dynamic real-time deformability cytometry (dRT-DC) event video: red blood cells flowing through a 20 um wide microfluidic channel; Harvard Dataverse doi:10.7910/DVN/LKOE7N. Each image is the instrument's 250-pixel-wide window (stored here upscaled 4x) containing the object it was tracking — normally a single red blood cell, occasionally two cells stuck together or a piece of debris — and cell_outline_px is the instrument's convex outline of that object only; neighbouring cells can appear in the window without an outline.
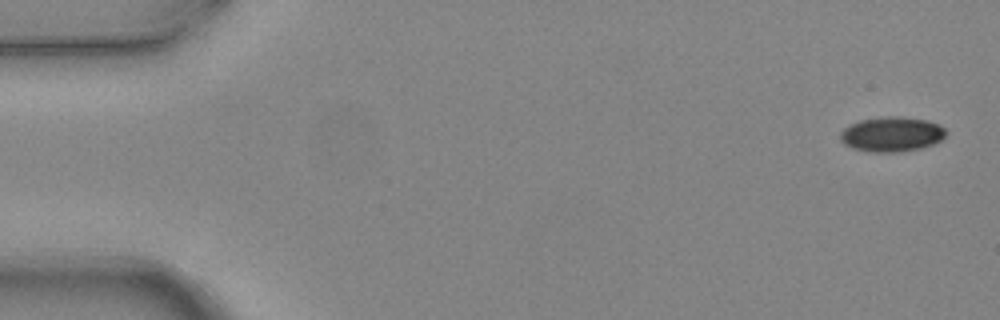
{"species": "common noctule bat (a hibernating species)", "species_latin": "Nyctalus noctula", "temperature_condition": "warm", "stored_images_in_passage": 5, "camera_frame_rate_fps": 3000, "um_per_image_px": 0.085, "animal": {"sex": "female", "body_mass_g": 24.6, "forearm_length_mm": 56.2}, "frame": {"image": 1, "passage_image": 1, "time_ms": 0.0, "image_size_px": [1000, 320], "cell_outline_px": [[948, 132], [940, 140], [932, 144], [920, 148], [900, 152], [872, 152], [852, 148], [844, 144], [840, 140], [840, 132], [848, 124], [860, 120], [888, 116], [900, 116], [928, 120], [940, 124]], "centroid_in_image_um": [75.78, 11.4], "position_along_channel_um": 9.2, "area_um2": 21.62}}
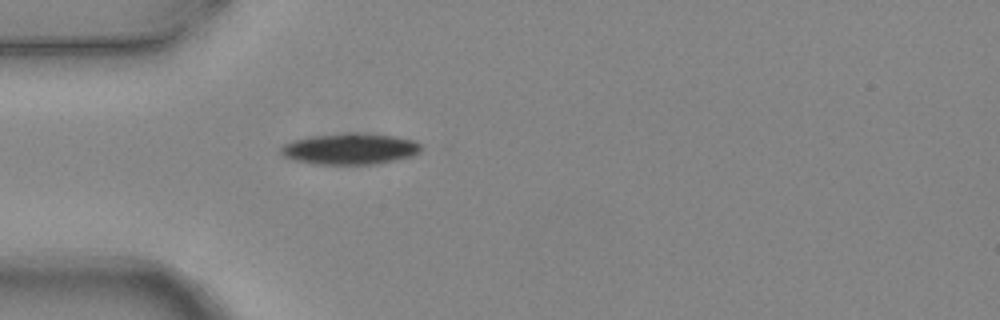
{"frame": {"image": 2, "passage_image": 5, "time_ms": 1.333, "image_size_px": [1000, 320], "cell_outline_px": [[420, 152], [412, 156], [392, 160], [368, 164], [320, 164], [292, 160], [284, 156], [280, 152], [280, 148], [284, 144], [292, 140], [312, 136], [344, 132], [356, 132], [396, 136], [416, 140], [420, 144]], "centroid_in_image_um": [29.74, 12.63], "position_along_channel_um": 55.3, "area_um2": 25.49}}